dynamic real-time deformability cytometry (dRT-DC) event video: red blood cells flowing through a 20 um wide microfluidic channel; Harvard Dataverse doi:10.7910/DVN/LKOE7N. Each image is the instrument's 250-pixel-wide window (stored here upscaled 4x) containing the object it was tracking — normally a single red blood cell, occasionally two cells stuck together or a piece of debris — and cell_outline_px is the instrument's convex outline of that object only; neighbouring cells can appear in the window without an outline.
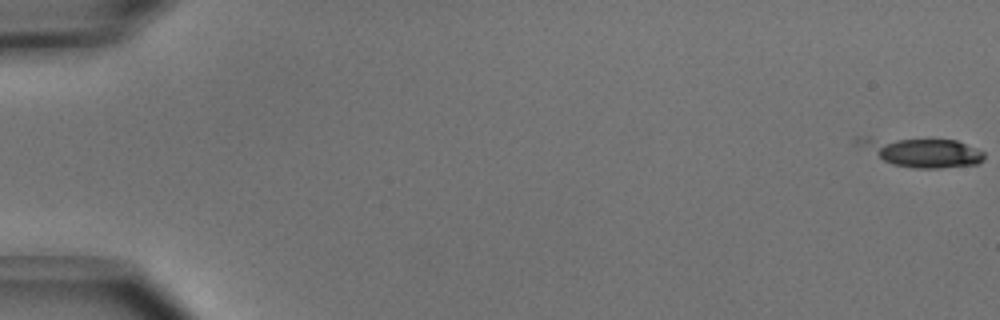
{"species": "common noctule bat (a hibernating species)", "species_latin": "Nyctalus noctula", "temperature_condition": "cold", "stored_images_in_passage": 15, "camera_frame_rate_fps": 3000, "um_per_image_px": 0.085, "animal": {"sex": "male", "body_mass_g": 15.6}, "frame": {"image": 1, "passage_image": 1, "time_ms": 0.0, "image_size_px": [1000, 320], "cell_outline_px": [[984, 160], [976, 164], [940, 168], [912, 168], [892, 164], [884, 160], [856, 144], [852, 140], [856, 136], [868, 136], [956, 140], [984, 152]], "centroid_in_image_um": [78.28, 12.9], "position_along_channel_um": 6.7, "area_um2": 21.68}}
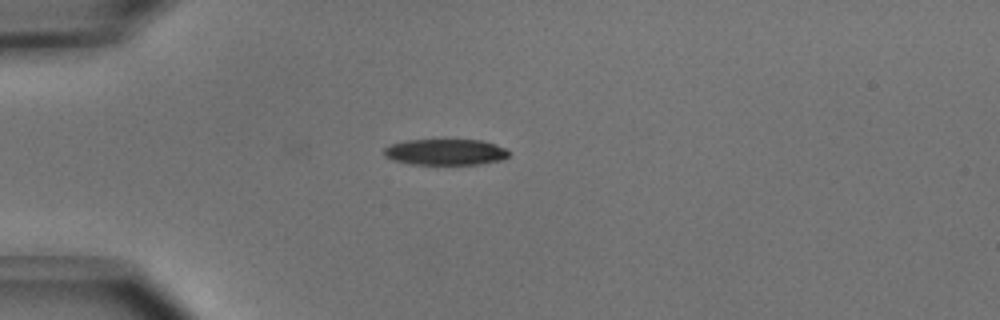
{"frame": {"image": 2, "passage_image": 15, "time_ms": 4.667, "image_size_px": [1000, 320], "cell_outline_px": [[508, 156], [504, 160], [480, 164], [412, 164], [392, 160], [384, 156], [384, 148], [392, 144], [404, 140], [480, 140], [496, 144], [504, 148], [508, 152]], "centroid_in_image_um": [37.86, 12.92], "position_along_channel_um": 47.1, "area_um2": 18.96}}